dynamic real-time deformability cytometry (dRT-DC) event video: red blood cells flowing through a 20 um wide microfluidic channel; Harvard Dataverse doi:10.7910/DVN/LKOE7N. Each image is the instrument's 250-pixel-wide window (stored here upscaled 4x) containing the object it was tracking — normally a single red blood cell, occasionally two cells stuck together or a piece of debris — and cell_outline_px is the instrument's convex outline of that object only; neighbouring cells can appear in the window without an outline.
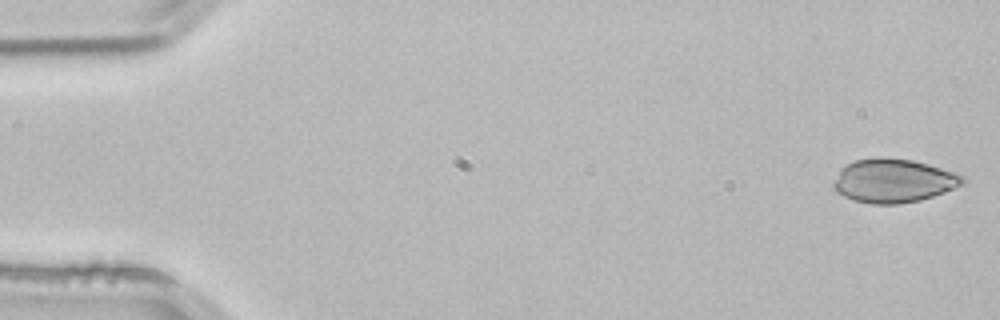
{"species": "common noctule bat (a hibernating species)", "species_latin": "Nyctalus noctula", "temperature_condition": "room temperature", "stored_images_in_passage": 49, "camera_frame_rate_fps": 3000, "um_per_image_px": 0.085, "animal": {"sex": "male", "body_mass_g": 21.5, "forearm_length_mm": 52.0}, "frame": {"image": 1, "passage_image": 1, "time_ms": 0.0, "image_size_px": [1000, 320], "cell_outline_px": [[964, 184], [944, 192], [920, 200], [900, 204], [872, 204], [852, 200], [836, 192], [832, 188], [832, 184], [840, 168], [856, 160], [880, 156], [912, 160], [928, 164], [964, 176]], "centroid_in_image_um": [75.9, 15.36], "position_along_channel_um": 9.1, "area_um2": 32.95}}
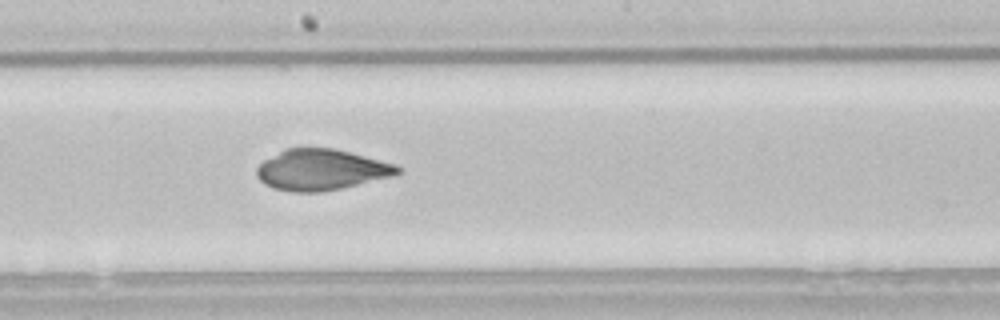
{"frame": {"image": 2, "passage_image": 28, "time_ms": 9.0, "image_size_px": [1000, 320], "cell_outline_px": [[400, 172], [392, 176], [340, 188], [320, 192], [292, 192], [276, 188], [264, 184], [256, 176], [256, 168], [264, 160], [284, 148], [332, 148], [364, 156], [392, 164], [400, 168]], "centroid_in_image_um": [27.23, 14.43], "position_along_channel_um": 221.0, "area_um2": 33.06}}
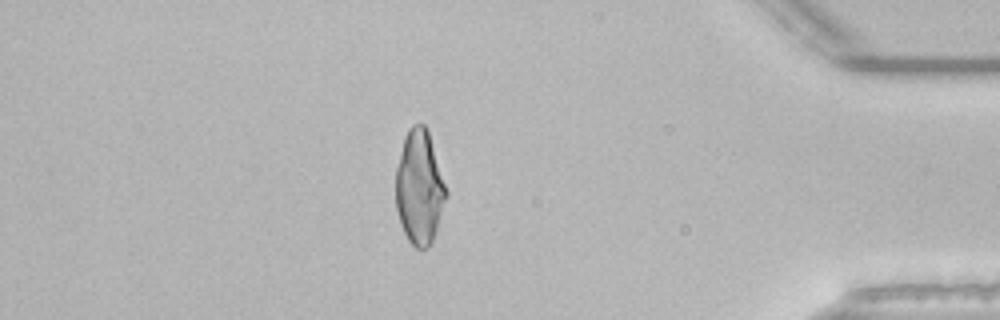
{"frame": {"image": 3, "passage_image": 45, "time_ms": 14.667, "image_size_px": [1000, 320], "cell_outline_px": [[448, 196], [432, 240], [428, 248], [416, 248], [408, 240], [400, 224], [396, 208], [396, 168], [404, 136], [408, 128], [412, 124], [424, 124], [428, 132], [448, 192]], "centroid_in_image_um": [35.64, 15.93], "position_along_channel_um": 399.6, "area_um2": 33.41}}